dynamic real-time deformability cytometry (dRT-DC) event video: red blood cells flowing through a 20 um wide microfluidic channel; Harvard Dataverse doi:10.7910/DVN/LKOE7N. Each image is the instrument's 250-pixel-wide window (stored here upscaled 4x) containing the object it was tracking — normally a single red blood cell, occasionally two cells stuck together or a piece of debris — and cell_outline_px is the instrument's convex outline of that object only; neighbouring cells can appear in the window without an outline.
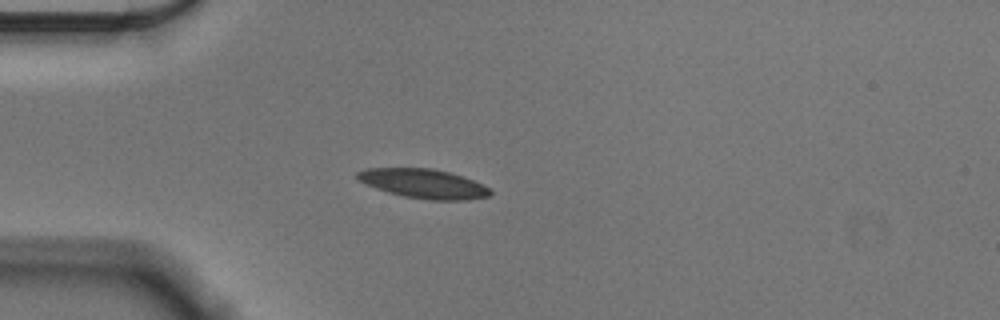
{"species": "Egyptian fruit bat (a non-hibernating species)", "species_latin": "Rousettus aegyptiacus", "temperature_condition": "cold", "stored_images_in_passage": 42, "camera_frame_rate_fps": 3000, "um_per_image_px": 0.085, "animal": {"sex": "male"}, "frame": {"image": 1, "passage_image": 1, "time_ms": 0.0, "image_size_px": [1000, 320], "cell_outline_px": [[492, 196], [468, 200], [428, 200], [404, 196], [388, 192], [376, 188], [356, 180], [356, 172], [364, 168], [432, 168], [448, 172], [472, 180], [488, 188], [492, 192]], "centroid_in_image_um": [35.96, 15.61], "position_along_channel_um": 49.0, "area_um2": 22.66}}
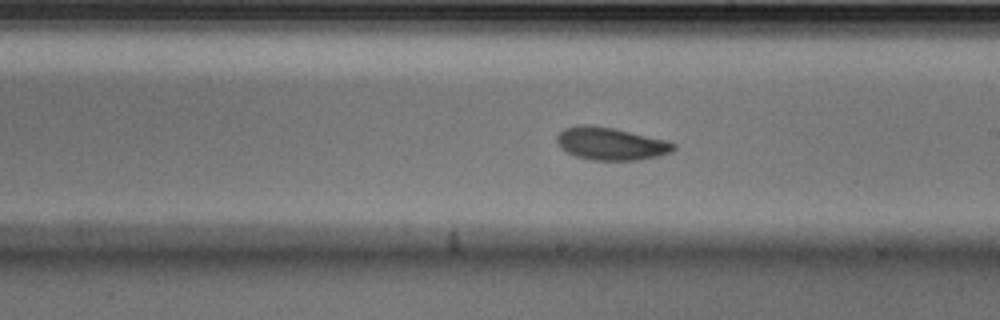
{"frame": {"image": 2, "passage_image": 18, "time_ms": 5.667, "image_size_px": [1000, 320], "cell_outline_px": [[676, 148], [672, 152], [660, 156], [640, 160], [592, 160], [576, 156], [560, 148], [556, 140], [556, 136], [564, 128], [584, 124], [588, 124], [612, 128], [664, 140], [676, 144]], "centroid_in_image_um": [51.91, 12.22], "position_along_channel_um": 237.1, "area_um2": 22.08}}
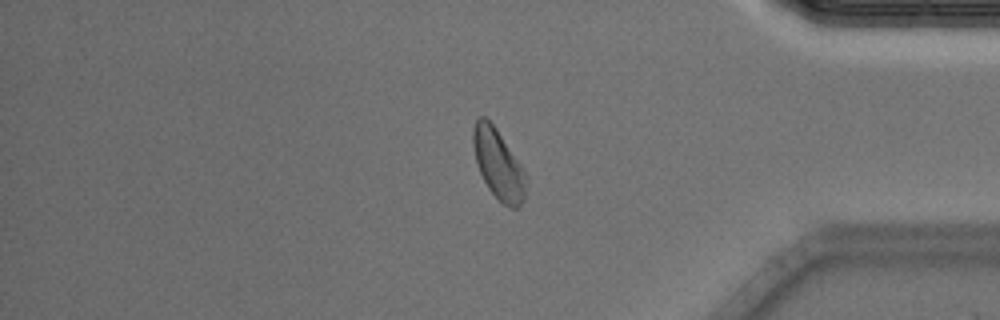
{"frame": {"image": 3, "passage_image": 33, "time_ms": 10.667, "image_size_px": [1000, 320], "cell_outline_px": [[528, 180], [524, 200], [516, 208], [512, 208], [504, 204], [488, 188], [476, 164], [472, 144], [472, 128], [476, 120], [480, 116], [484, 116], [496, 128], [528, 176]], "centroid_in_image_um": [42.36, 13.95], "position_along_channel_um": 392.8, "area_um2": 21.5}, "authors_computed_cell_mechanics": {"area_um2": 22.0218, "velocity_mm_per_s": 3.5556, "shape_relaxation_time_tau1_ms": 2.7838, "shape_relaxation_time_tau2_ms": 5.7416, "deformation_change_tau1": 0.0892, "deformation_change_tau2": 0.1044}}